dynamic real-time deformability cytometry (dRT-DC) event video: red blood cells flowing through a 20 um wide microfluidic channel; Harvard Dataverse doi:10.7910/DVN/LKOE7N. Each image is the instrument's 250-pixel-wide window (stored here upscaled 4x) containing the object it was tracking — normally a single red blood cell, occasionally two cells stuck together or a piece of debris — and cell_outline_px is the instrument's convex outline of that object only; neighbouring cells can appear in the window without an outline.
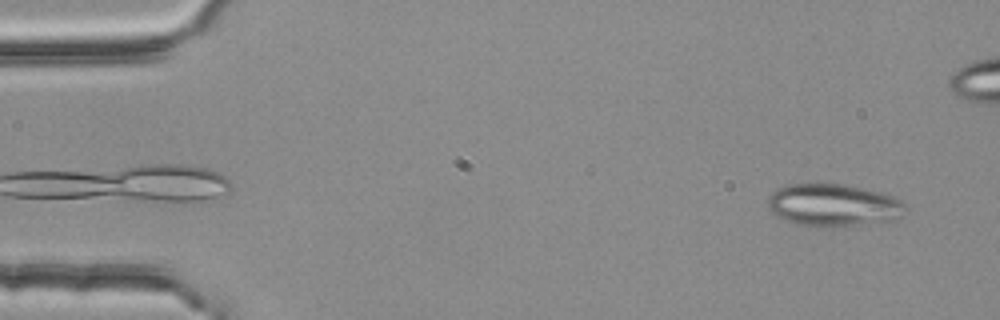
{"species": "common noctule bat (a hibernating species)", "species_latin": "Nyctalus noctula", "temperature_condition": "room temperature", "stored_images_in_passage": 2, "camera_frame_rate_fps": 3000, "um_per_image_px": 0.085, "animal": {"sex": "female", "body_mass_g": 25.1}, "frame": {"image": 1, "passage_image": 2, "time_ms": 0.333, "image_size_px": [1000, 320], "cell_outline_px": [[908, 204], [904, 216], [896, 220], [856, 224], [796, 224], [776, 216], [768, 208], [768, 196], [776, 188], [788, 184], [816, 180], [844, 184], [896, 196]], "centroid_in_image_um": [70.85, 17.35], "position_along_channel_um": 14.2, "area_um2": 34.39}}